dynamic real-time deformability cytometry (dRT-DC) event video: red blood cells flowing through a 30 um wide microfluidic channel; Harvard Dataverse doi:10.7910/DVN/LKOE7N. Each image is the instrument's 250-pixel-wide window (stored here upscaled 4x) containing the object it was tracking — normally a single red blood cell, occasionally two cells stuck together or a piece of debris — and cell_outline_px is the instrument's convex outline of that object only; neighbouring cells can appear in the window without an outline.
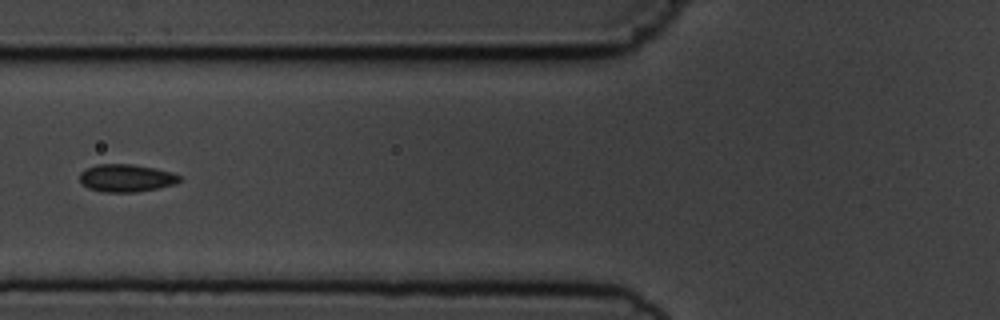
{"species": "common noctule bat (a hibernating species)", "species_latin": "Nyctalus noctula", "temperature_condition": "cold", "stored_images_in_passage": 5, "camera_frame_rate_fps": 3000, "um_per_image_px": 0.085, "animal": {"sex": "male", "body_mass_g": 19.5, "forearm_length_mm": 54.6}, "frame": {"image": 1, "passage_image": 5, "time_ms": 4.333, "image_size_px": [1000, 320], "cell_outline_px": [[180, 180], [176, 184], [136, 192], [104, 192], [88, 188], [80, 184], [80, 172], [96, 164], [132, 164], [156, 168], [172, 172], [180, 176]], "centroid_in_image_um": [10.71, 15.13], "position_along_channel_um": 115.1, "area_um2": 16.13}}